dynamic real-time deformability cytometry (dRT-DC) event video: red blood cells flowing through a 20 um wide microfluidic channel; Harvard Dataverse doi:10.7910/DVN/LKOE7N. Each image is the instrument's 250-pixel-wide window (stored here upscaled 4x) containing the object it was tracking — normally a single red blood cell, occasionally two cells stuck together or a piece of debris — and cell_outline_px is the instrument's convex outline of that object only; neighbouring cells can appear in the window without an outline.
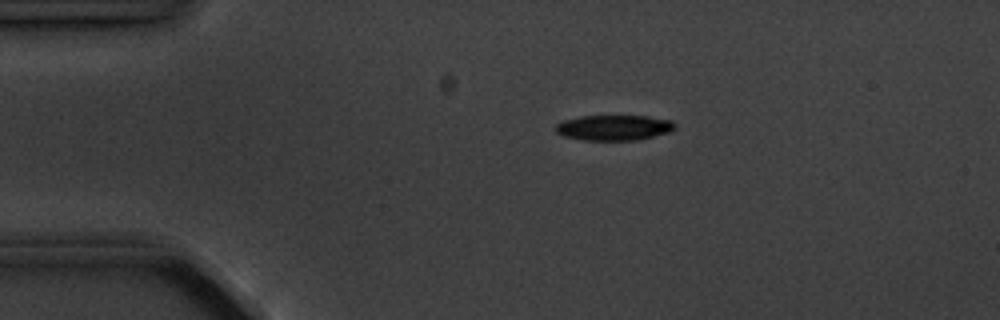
{"species": "common noctule bat (a hibernating species)", "species_latin": "Nyctalus noctula", "temperature_condition": "cold", "stored_images_in_passage": 5, "camera_frame_rate_fps": 3000, "um_per_image_px": 0.085, "animal": {"sex": "male", "body_mass_g": 20.1, "forearm_length_mm": 53.5}, "frame": {"image": 1, "passage_image": 3, "time_ms": 2.0, "image_size_px": [1000, 320], "cell_outline_px": [[676, 128], [672, 132], [636, 140], [584, 140], [564, 136], [556, 132], [552, 128], [556, 124], [564, 120], [580, 116], [648, 116], [672, 120], [676, 124]], "centroid_in_image_um": [52.2, 10.85], "position_along_channel_um": 32.8, "area_um2": 17.86}}
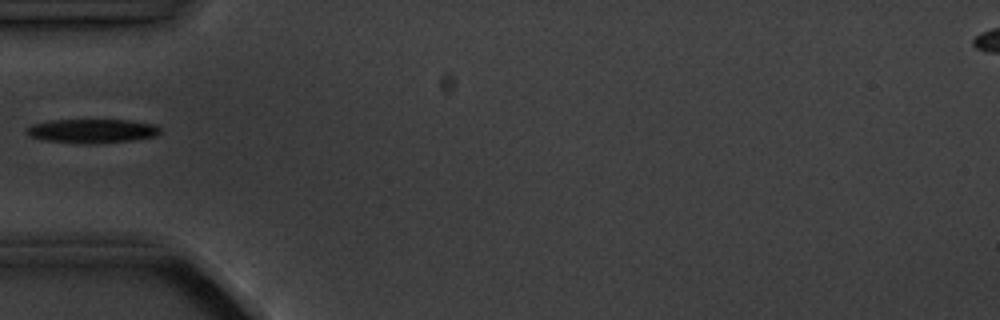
{"frame": {"image": 2, "passage_image": 5, "time_ms": 4.333, "image_size_px": [1000, 320], "cell_outline_px": [[160, 132], [156, 136], [132, 140], [96, 144], [76, 144], [40, 140], [24, 132], [32, 124], [52, 120], [128, 120], [156, 124], [160, 128]], "centroid_in_image_um": [7.82, 11.14], "position_along_channel_um": 77.2, "area_um2": 18.96}}